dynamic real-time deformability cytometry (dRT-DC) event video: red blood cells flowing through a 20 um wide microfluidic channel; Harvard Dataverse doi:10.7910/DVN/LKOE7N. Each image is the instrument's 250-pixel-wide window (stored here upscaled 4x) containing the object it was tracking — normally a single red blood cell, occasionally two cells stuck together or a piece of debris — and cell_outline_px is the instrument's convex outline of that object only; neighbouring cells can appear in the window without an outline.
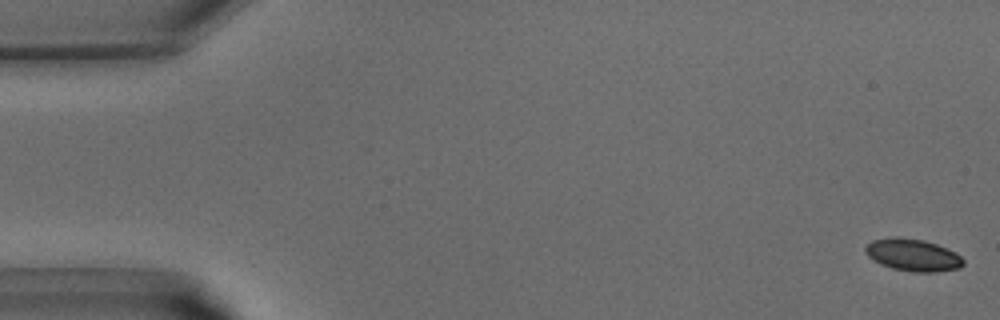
{"species": "common noctule bat (a hibernating species)", "species_latin": "Nyctalus noctula", "temperature_condition": "warm", "stored_images_in_passage": 40, "camera_frame_rate_fps": 3000, "um_per_image_px": 0.085, "animal": {"sex": "male", "body_mass_g": 15.6}, "frame": {"image": 1, "passage_image": 1, "time_ms": 0.0, "image_size_px": [1000, 320], "cell_outline_px": [[964, 264], [960, 268], [936, 272], [916, 272], [892, 268], [880, 264], [872, 260], [864, 252], [864, 248], [872, 240], [892, 236], [896, 236], [924, 240], [936, 244], [956, 252], [964, 260]], "centroid_in_image_um": [77.58, 21.67], "position_along_channel_um": 7.4, "area_um2": 18.55}}
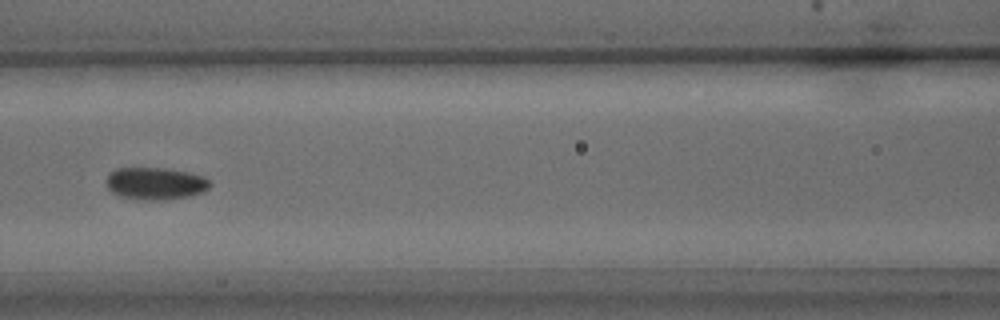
{"frame": {"image": 2, "passage_image": 18, "time_ms": 5.667, "image_size_px": [1000, 320], "cell_outline_px": [[212, 184], [208, 188], [200, 192], [188, 196], [164, 200], [144, 200], [120, 196], [112, 192], [108, 188], [108, 172], [116, 168], [168, 168], [188, 172], [204, 176]], "centroid_in_image_um": [13.21, 15.58], "position_along_channel_um": 153.4, "area_um2": 19.42}}
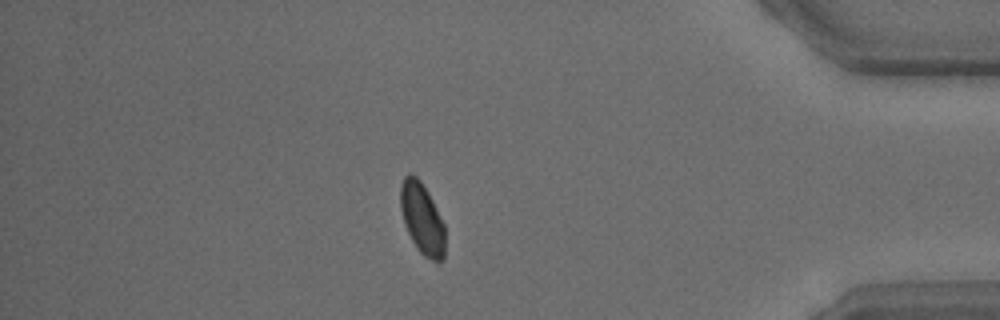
{"frame": {"image": 3, "passage_image": 35, "time_ms": 11.333, "image_size_px": [1000, 320], "cell_outline_px": [[444, 260], [432, 260], [424, 256], [416, 248], [404, 224], [400, 208], [400, 184], [404, 176], [408, 172], [416, 176], [420, 180], [428, 192], [444, 224]], "centroid_in_image_um": [35.85, 18.55], "position_along_channel_um": 399.4, "area_um2": 18.5}}